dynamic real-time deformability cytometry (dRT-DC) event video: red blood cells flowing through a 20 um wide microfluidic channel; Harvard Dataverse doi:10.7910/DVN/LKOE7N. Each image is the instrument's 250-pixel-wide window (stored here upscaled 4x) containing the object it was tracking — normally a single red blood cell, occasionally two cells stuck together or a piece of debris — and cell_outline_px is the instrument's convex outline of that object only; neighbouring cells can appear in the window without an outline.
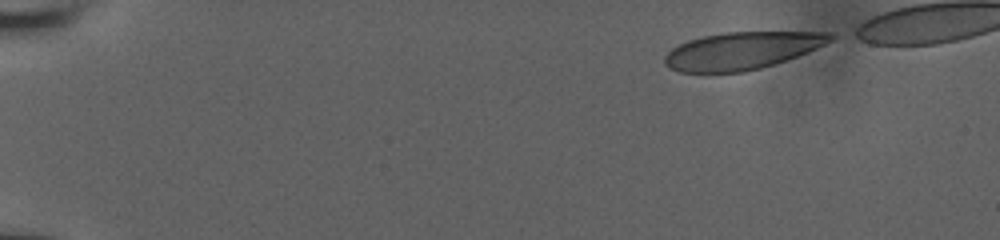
{"species": "human", "species_latin": "Homo sapiens", "temperature_condition": "room temperature", "stored_images_in_passage": 67, "camera_frame_rate_fps": 3000, "um_per_image_px": 0.085, "donor": {"sex": "male"}, "frame": {"image": 1, "passage_image": 1, "time_ms": 0.0, "image_size_px": [1000, 240], "cell_outline_px": [[840, 36], [816, 48], [796, 56], [760, 68], [744, 72], [680, 72], [664, 64], [664, 56], [672, 48], [688, 40], [704, 36], [724, 32], [836, 32]], "centroid_in_image_um": [63.09, 4.29], "position_along_channel_um": 21.9, "area_um2": 35.89}}
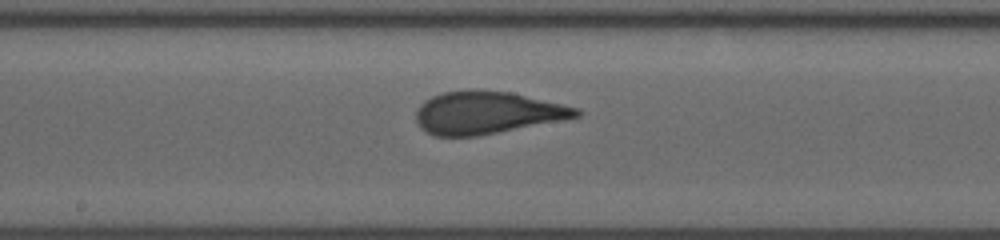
{"frame": {"image": 2, "passage_image": 38, "time_ms": 8.333, "image_size_px": [1000, 240], "cell_outline_px": [[580, 116], [476, 136], [436, 136], [420, 128], [416, 120], [416, 108], [424, 100], [432, 96], [444, 92], [468, 88], [476, 88], [512, 92], [580, 108]], "centroid_in_image_um": [41.34, 9.54], "position_along_channel_um": 206.9, "area_um2": 39.77}}
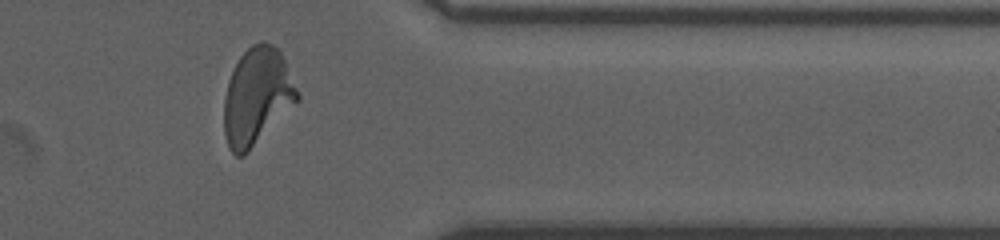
{"frame": {"image": 3, "passage_image": 59, "time_ms": 13.333, "image_size_px": [1000, 240], "cell_outline_px": [[300, 100], [244, 156], [236, 156], [228, 148], [224, 136], [224, 96], [228, 80], [240, 56], [252, 44], [260, 40], [264, 40], [272, 44], [280, 52], [284, 60], [300, 96]], "centroid_in_image_um": [21.83, 8.22], "position_along_channel_um": 389.6, "area_um2": 41.5}}